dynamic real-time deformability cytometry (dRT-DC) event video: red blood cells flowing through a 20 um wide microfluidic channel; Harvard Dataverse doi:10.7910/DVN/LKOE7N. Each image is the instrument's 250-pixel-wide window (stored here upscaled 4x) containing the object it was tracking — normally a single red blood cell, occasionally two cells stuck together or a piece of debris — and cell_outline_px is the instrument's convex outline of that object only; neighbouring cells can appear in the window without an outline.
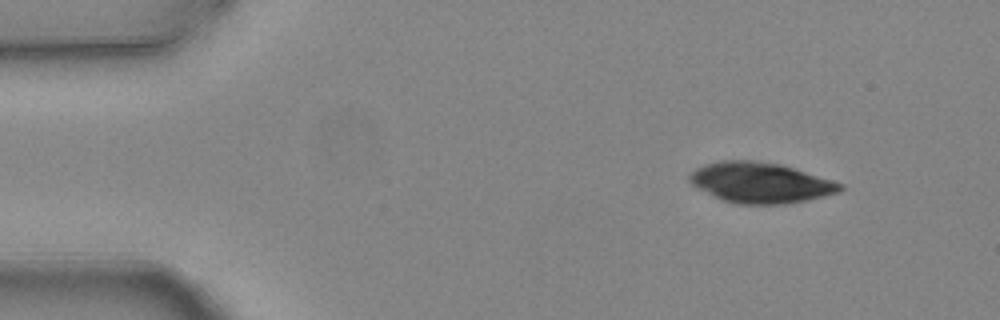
{"species": "common noctule bat (a hibernating species)", "species_latin": "Nyctalus noctula", "temperature_condition": "warm", "stored_images_in_passage": 3, "camera_frame_rate_fps": 3000, "um_per_image_px": 0.085, "animal": {"sex": "female", "body_mass_g": 24.6, "forearm_length_mm": 56.2}, "frame": {"image": 1, "passage_image": 1, "time_ms": 0.0, "image_size_px": [1000, 320], "cell_outline_px": [[844, 188], [840, 192], [824, 196], [788, 204], [736, 204], [720, 200], [712, 196], [692, 184], [688, 180], [688, 176], [696, 168], [704, 164], [720, 160], [756, 160], [780, 164], [832, 180], [844, 184]], "centroid_in_image_um": [64.62, 15.53], "position_along_channel_um": 20.4, "area_um2": 35.72}}